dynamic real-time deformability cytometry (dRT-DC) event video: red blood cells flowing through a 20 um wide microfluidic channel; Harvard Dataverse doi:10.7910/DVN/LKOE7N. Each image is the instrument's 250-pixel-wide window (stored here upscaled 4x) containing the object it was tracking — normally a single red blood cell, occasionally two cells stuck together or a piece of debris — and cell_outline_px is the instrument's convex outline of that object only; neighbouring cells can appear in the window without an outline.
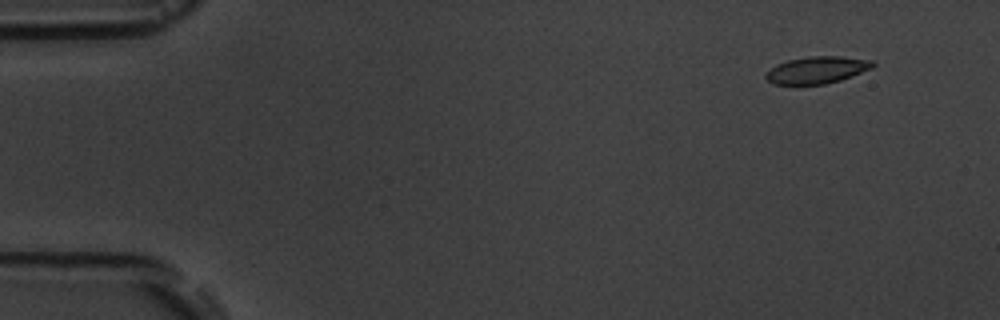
{"species": "common noctule bat (a hibernating species)", "species_latin": "Nyctalus noctula", "temperature_condition": "room temperature", "stored_images_in_passage": 10, "camera_frame_rate_fps": 3000, "um_per_image_px": 0.085, "animal": {"sex": "male", "body_mass_g": 19.5, "forearm_length_mm": 54.6}, "frame": {"image": 1, "passage_image": 1, "time_ms": 0.0, "image_size_px": [1000, 320], "cell_outline_px": [[876, 64], [872, 68], [840, 80], [824, 84], [772, 84], [764, 76], [776, 64], [788, 60], [808, 56], [840, 56], [872, 60]], "centroid_in_image_um": [69.45, 5.94], "position_along_channel_um": 15.6, "area_um2": 16.7}}
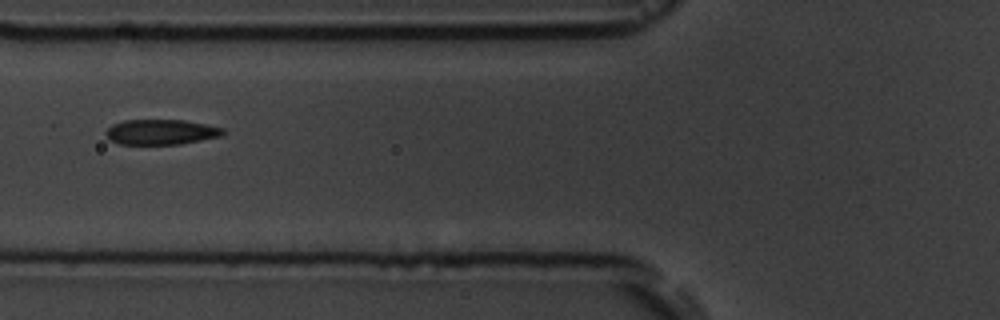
{"frame": {"image": 2, "passage_image": 6, "time_ms": 5.667, "image_size_px": [1000, 320], "cell_outline_px": [[224, 136], [180, 144], [120, 144], [108, 140], [104, 132], [112, 124], [124, 120], [184, 120], [224, 128]], "centroid_in_image_um": [13.67, 11.22], "position_along_channel_um": 112.1, "area_um2": 17.34}}
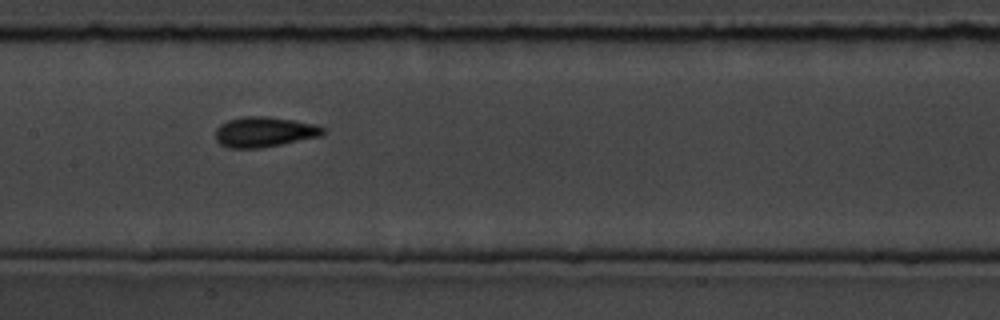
{"frame": {"image": 3, "passage_image": 8, "time_ms": 7.667, "image_size_px": [1000, 320], "cell_outline_px": [[324, 132], [320, 136], [260, 148], [228, 148], [220, 144], [216, 140], [216, 128], [220, 124], [228, 120], [244, 116], [264, 116], [292, 120], [316, 124], [324, 128]], "centroid_in_image_um": [22.43, 11.21], "position_along_channel_um": 185.0, "area_um2": 18.79}}